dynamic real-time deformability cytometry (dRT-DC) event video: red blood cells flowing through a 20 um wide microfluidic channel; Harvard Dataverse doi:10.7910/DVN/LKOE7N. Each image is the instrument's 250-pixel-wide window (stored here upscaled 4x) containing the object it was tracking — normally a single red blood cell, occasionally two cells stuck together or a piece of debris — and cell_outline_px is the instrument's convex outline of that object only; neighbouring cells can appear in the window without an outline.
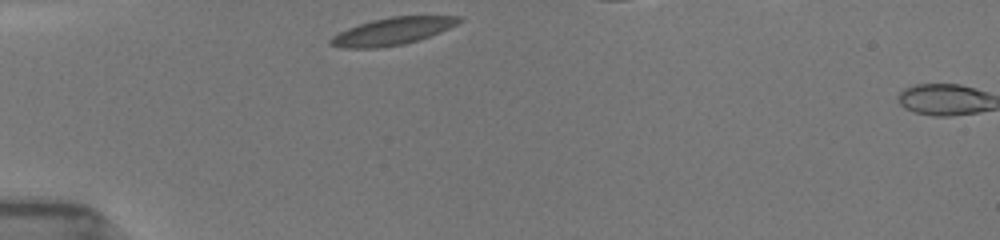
{"species": "common noctule bat (a hibernating species)", "species_latin": "Nyctalus noctula", "temperature_condition": "room temperature", "stored_images_in_passage": 2, "camera_frame_rate_fps": 3000, "um_per_image_px": 0.085, "animal": {"sex": "female", "body_mass_g": 19.5, "forearm_length_mm": 54.1}, "frame": {"image": 1, "passage_image": 1, "time_ms": 0.0, "image_size_px": [1000, 240], "cell_outline_px": [[464, 20], [440, 32], [404, 44], [376, 48], [340, 48], [328, 44], [328, 40], [332, 36], [348, 28], [372, 20], [392, 16], [460, 16]], "centroid_in_image_um": [33.31, 2.66], "position_along_channel_um": 51.7, "area_um2": 20.23}}